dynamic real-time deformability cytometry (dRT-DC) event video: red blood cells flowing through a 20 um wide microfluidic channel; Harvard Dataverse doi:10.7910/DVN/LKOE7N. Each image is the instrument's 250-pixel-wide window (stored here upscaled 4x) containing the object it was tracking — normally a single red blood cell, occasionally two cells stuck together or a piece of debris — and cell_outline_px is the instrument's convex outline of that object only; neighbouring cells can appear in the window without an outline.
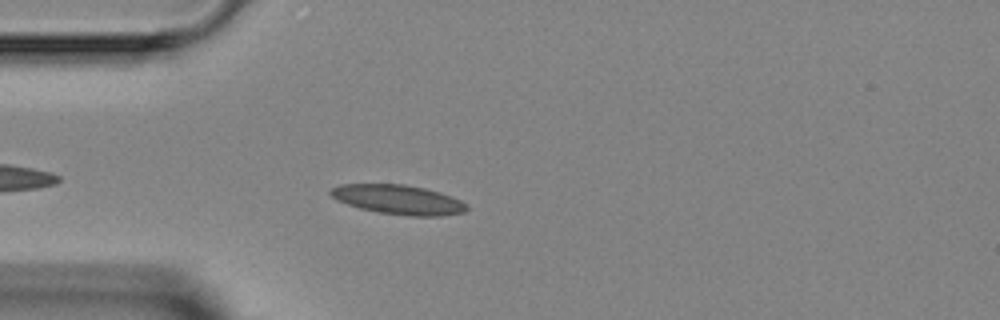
{"species": "Egyptian fruit bat (a non-hibernating species)", "species_latin": "Rousettus aegyptiacus", "temperature_condition": "room temperature", "stored_images_in_passage": 3, "camera_frame_rate_fps": 3000, "um_per_image_px": 0.085, "animal": {"sex": "female"}, "frame": {"image": 1, "passage_image": 3, "time_ms": 2.333, "image_size_px": [1000, 320], "cell_outline_px": [[468, 208], [464, 212], [440, 216], [412, 216], [380, 212], [360, 208], [336, 200], [328, 192], [332, 188], [340, 184], [404, 184], [424, 188], [440, 192], [460, 200], [468, 204]], "centroid_in_image_um": [33.86, 16.96], "position_along_channel_um": 51.1, "area_um2": 23.24}}